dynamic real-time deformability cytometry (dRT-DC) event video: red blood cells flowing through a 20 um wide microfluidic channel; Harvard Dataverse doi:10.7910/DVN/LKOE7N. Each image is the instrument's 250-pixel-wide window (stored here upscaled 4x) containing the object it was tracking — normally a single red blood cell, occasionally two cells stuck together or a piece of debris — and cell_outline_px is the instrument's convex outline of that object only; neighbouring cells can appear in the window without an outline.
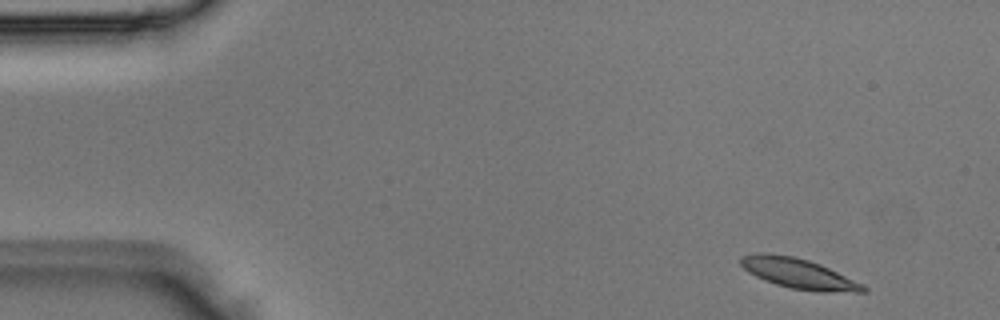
{"species": "Egyptian fruit bat (a non-hibernating species)", "species_latin": "Rousettus aegyptiacus", "temperature_condition": "room temperature", "stored_images_in_passage": 4, "segment_of_instrument_passage": [1, 2], "camera_frame_rate_fps": 3000, "um_per_image_px": 0.085, "animal": {"sex": "male"}, "frame": {"image": 1, "passage_image": 1, "time_ms": 0.0, "image_size_px": [1000, 320], "cell_outline_px": [[868, 292], [820, 292], [792, 288], [776, 284], [764, 280], [748, 272], [740, 264], [740, 256], [756, 252], [764, 252], [792, 256], [808, 260], [820, 264], [864, 284], [868, 288]], "centroid_in_image_um": [67.88, 23.25], "position_along_channel_um": 17.1, "area_um2": 21.62}}